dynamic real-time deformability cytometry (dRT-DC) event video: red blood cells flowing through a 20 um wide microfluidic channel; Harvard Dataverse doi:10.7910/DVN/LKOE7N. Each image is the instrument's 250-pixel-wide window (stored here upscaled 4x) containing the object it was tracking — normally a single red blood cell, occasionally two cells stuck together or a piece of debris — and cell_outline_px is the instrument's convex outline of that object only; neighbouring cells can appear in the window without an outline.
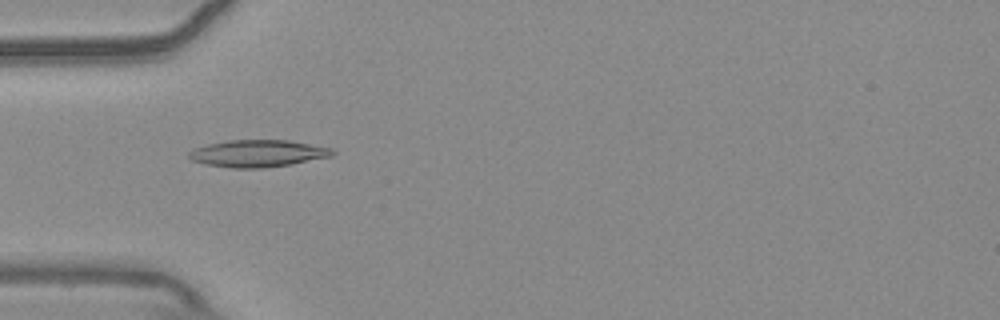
{"species": "common noctule bat (a hibernating species)", "species_latin": "Nyctalus noctula", "temperature_condition": "warm", "stored_images_in_passage": 55, "camera_frame_rate_fps": 3000, "um_per_image_px": 0.085, "animal": {"sex": "male", "body_mass_g": 20.4}, "frame": {"image": 1, "passage_image": 17, "time_ms": 5.333, "image_size_px": [1000, 320], "cell_outline_px": [[336, 152], [332, 156], [292, 164], [264, 168], [232, 168], [208, 164], [192, 160], [188, 156], [188, 152], [192, 148], [208, 144], [228, 140], [288, 140], [332, 148]], "centroid_in_image_um": [21.92, 13.04], "position_along_channel_um": 63.1, "area_um2": 22.66}}
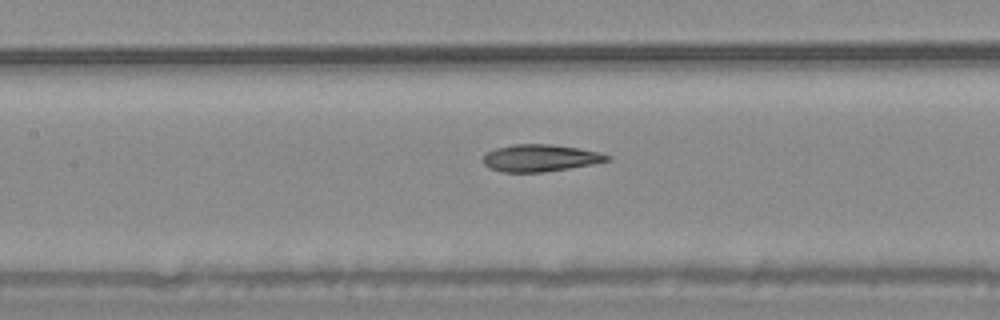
{"frame": {"image": 2, "passage_image": 25, "time_ms": 8.0, "image_size_px": [1000, 320], "cell_outline_px": [[612, 160], [592, 164], [544, 172], [500, 172], [488, 168], [480, 160], [488, 152], [496, 148], [512, 144], [552, 144], [580, 148], [612, 156]], "centroid_in_image_um": [45.89, 13.43], "position_along_channel_um": 161.5, "area_um2": 19.71}}
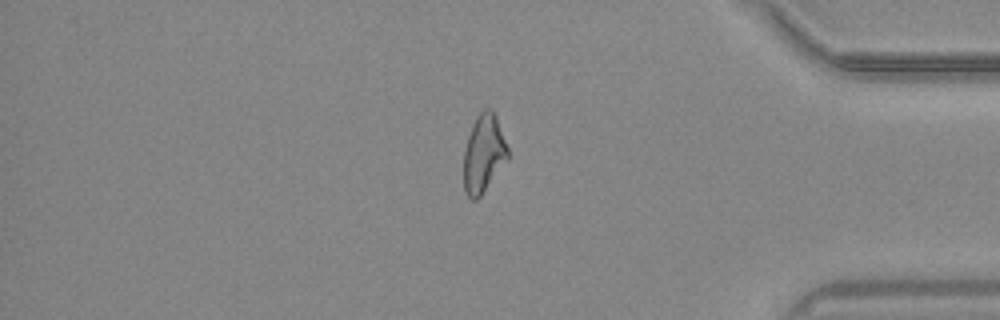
{"frame": {"image": 3, "passage_image": 46, "time_ms": 15.0, "image_size_px": [1000, 320], "cell_outline_px": [[508, 160], [480, 196], [476, 200], [472, 200], [464, 192], [464, 152], [468, 136], [472, 124], [476, 116], [484, 108], [492, 108], [496, 116], [508, 148]], "centroid_in_image_um": [41.11, 13.04], "position_along_channel_um": 394.1, "area_um2": 20.06}, "authors_computed_cell_mechanics": {"area_um2": 20.6924, "velocity_mm_per_s": 3.7047, "shape_relaxation_time_tau1_ms": null, "shape_relaxation_time_tau2_ms": 3.5542, "deformation_change_tau1": null, "deformation_change_tau2": 0.1174}}